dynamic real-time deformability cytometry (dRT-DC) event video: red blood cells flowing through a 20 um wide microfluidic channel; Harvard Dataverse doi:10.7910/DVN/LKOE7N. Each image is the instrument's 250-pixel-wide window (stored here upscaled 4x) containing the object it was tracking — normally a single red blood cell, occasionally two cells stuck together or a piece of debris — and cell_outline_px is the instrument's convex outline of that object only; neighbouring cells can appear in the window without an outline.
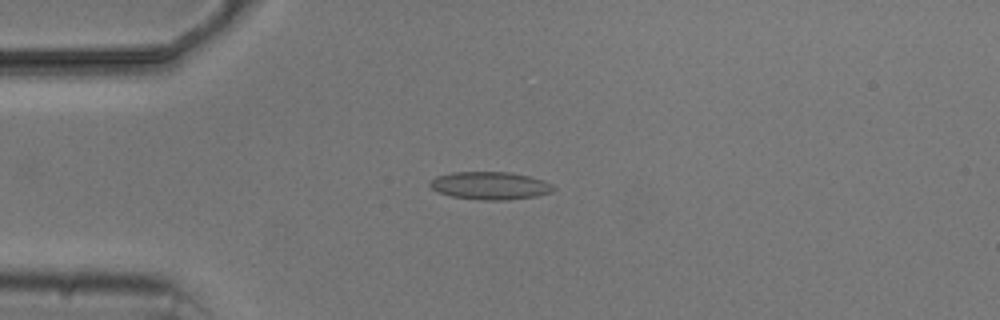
{"species": "common noctule bat (a hibernating species)", "species_latin": "Nyctalus noctula", "temperature_condition": "cold", "stored_images_in_passage": 3, "camera_frame_rate_fps": 3000, "um_per_image_px": 0.085, "animal": {"sex": "male", "body_mass_g": 20.5, "forearm_length_mm": 52.5}, "frame": {"image": 1, "passage_image": 3, "time_ms": 3.0, "image_size_px": [1000, 320], "cell_outline_px": [[556, 188], [552, 192], [536, 196], [508, 200], [484, 200], [452, 196], [440, 192], [432, 188], [428, 184], [436, 176], [452, 172], [512, 172], [532, 176], [544, 180], [552, 184]], "centroid_in_image_um": [41.71, 15.77], "position_along_channel_um": 43.3, "area_um2": 20.06}}